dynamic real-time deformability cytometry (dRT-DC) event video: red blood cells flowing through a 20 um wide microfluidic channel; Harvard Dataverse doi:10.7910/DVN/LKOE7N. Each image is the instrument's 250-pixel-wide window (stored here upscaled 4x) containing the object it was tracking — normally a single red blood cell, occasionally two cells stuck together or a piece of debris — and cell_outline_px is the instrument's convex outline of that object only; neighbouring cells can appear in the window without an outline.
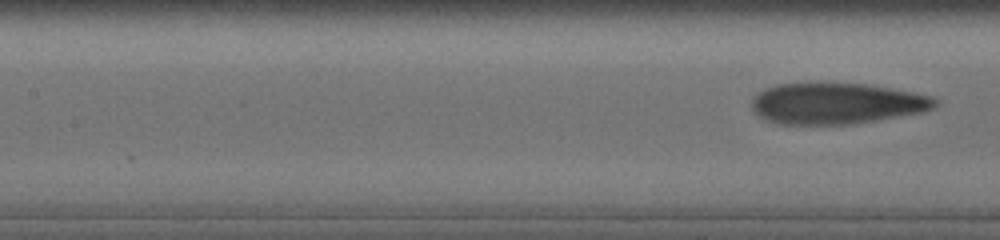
{"species": "human", "species_latin": "Homo sapiens", "temperature_condition": "cold", "stored_images_in_passage": 14, "segment_of_instrument_passage": [2, 2], "camera_frame_rate_fps": 3000, "um_per_image_px": 0.085, "donor": {"sex": "male"}, "frame": {"image": 1, "passage_image": 14, "time_ms": 6.667, "image_size_px": [1000, 240], "cell_outline_px": [[940, 100], [936, 108], [924, 112], [852, 124], [776, 124], [764, 120], [752, 108], [752, 100], [760, 92], [776, 84], [868, 84], [912, 92], [932, 96]], "centroid_in_image_um": [71.17, 8.81], "position_along_channel_um": 136.2, "area_um2": 43.7}}